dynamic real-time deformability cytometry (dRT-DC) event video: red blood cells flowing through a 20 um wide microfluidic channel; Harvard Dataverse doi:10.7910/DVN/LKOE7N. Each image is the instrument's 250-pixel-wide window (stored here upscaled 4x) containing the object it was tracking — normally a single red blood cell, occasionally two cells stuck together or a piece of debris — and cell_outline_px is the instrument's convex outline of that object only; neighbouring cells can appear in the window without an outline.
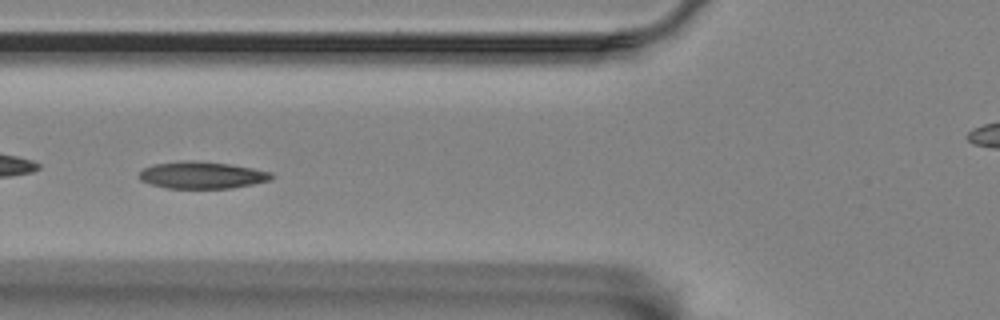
{"species": "Egyptian fruit bat (a non-hibernating species)", "species_latin": "Rousettus aegyptiacus", "temperature_condition": "room temperature", "stored_images_in_passage": 57, "camera_frame_rate_fps": 3000, "um_per_image_px": 0.085, "animal": {"sex": "female"}, "frame": {"image": 1, "passage_image": 21, "time_ms": 6.667, "image_size_px": [1000, 320], "cell_outline_px": [[276, 176], [272, 180], [232, 188], [164, 188], [140, 180], [136, 176], [144, 168], [152, 164], [228, 164], [252, 168], [272, 172]], "centroid_in_image_um": [17.23, 14.95], "position_along_channel_um": 108.6, "area_um2": 19.77}}
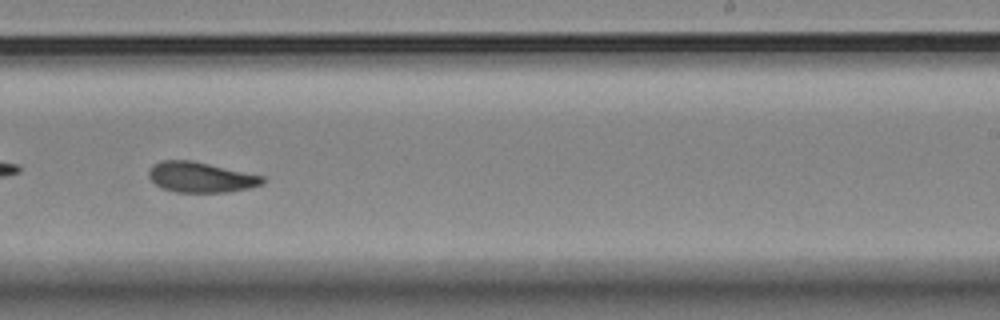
{"frame": {"image": 2, "passage_image": 35, "time_ms": 11.333, "image_size_px": [1000, 320], "cell_outline_px": [[264, 184], [248, 188], [228, 192], [176, 192], [160, 188], [148, 176], [148, 172], [152, 164], [160, 160], [192, 160], [264, 176]], "centroid_in_image_um": [17.04, 15.06], "position_along_channel_um": 272.0, "area_um2": 20.23}}
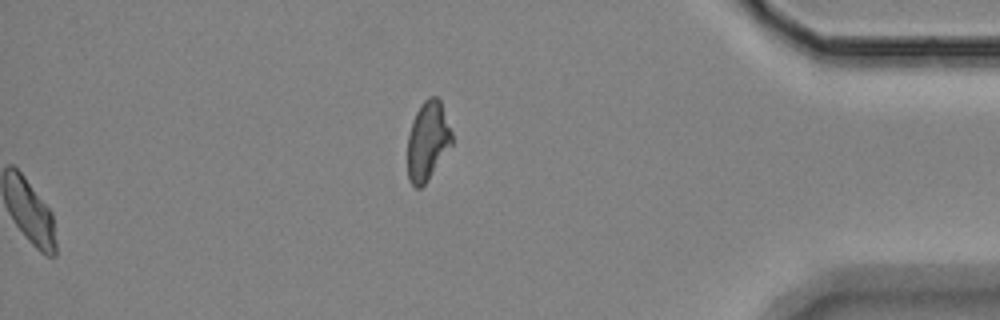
{"frame": {"image": 3, "passage_image": 57, "time_ms": 18.667, "image_size_px": [1000, 320], "cell_outline_px": [[452, 144], [428, 180], [420, 188], [416, 188], [408, 180], [408, 136], [416, 112], [420, 104], [428, 96], [436, 96], [440, 100], [452, 132]], "centroid_in_image_um": [36.35, 11.97], "position_along_channel_um": 398.8, "area_um2": 20.29}, "authors_computed_cell_mechanics": {"area_um2": 20.2878, "velocity_mm_per_s": 3.4992, "shape_relaxation_time_tau1_ms": 8.8336, "shape_relaxation_time_tau2_ms": 5.1512, "deformation_change_tau1": 0.2066, "deformation_change_tau2": 0.1109}}